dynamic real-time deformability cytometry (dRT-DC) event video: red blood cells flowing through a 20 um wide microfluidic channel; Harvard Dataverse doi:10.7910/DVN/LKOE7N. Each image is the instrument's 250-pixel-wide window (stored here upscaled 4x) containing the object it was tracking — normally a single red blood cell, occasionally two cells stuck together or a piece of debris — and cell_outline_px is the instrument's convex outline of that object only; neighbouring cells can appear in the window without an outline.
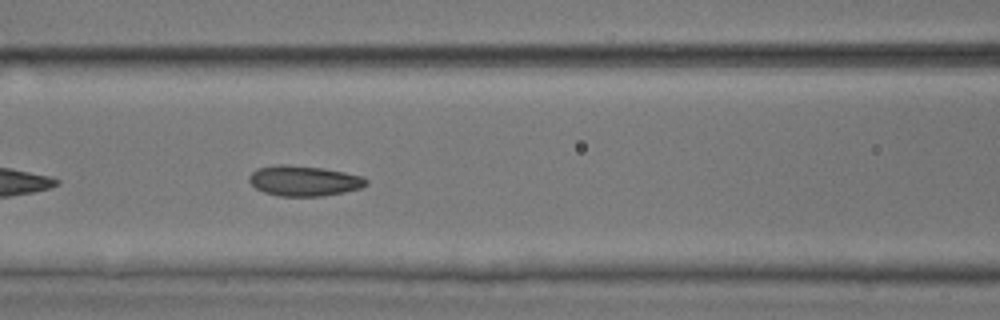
{"species": "common noctule bat (a hibernating species)", "species_latin": "Nyctalus noctula", "temperature_condition": "room temperature", "stored_images_in_passage": 28, "camera_frame_rate_fps": 3000, "um_per_image_px": 0.085, "animal": {"sex": "male", "body_mass_g": 17.9, "forearm_length_mm": 54.2}, "frame": {"image": 1, "passage_image": 8, "time_ms": 2.333, "image_size_px": [1000, 320], "cell_outline_px": [[368, 184], [360, 188], [344, 192], [320, 196], [280, 196], [264, 192], [256, 188], [248, 180], [248, 176], [256, 168], [276, 164], [284, 164], [324, 168], [364, 176], [368, 180]], "centroid_in_image_um": [25.83, 15.36], "position_along_channel_um": 140.8, "area_um2": 20.81}}
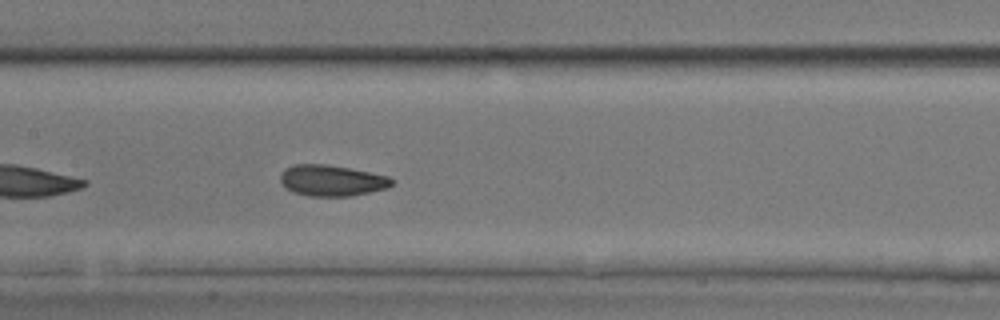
{"frame": {"image": 2, "passage_image": 11, "time_ms": 3.333, "image_size_px": [1000, 320], "cell_outline_px": [[396, 180], [388, 188], [352, 196], [308, 196], [292, 192], [280, 180], [280, 172], [284, 168], [296, 164], [328, 164], [388, 176]], "centroid_in_image_um": [28.2, 15.34], "position_along_channel_um": 179.2, "area_um2": 20.23}, "authors_computed_cell_mechanics": {"area_um2": 19.8832, "velocity_mm_per_s": 3.863, "shape_relaxation_time_tau1_ms": 4.1608, "shape_relaxation_time_tau2_ms": 1.5554, "deformation_change_tau1": 0.1052, "deformation_change_tau2": 0.0749}}